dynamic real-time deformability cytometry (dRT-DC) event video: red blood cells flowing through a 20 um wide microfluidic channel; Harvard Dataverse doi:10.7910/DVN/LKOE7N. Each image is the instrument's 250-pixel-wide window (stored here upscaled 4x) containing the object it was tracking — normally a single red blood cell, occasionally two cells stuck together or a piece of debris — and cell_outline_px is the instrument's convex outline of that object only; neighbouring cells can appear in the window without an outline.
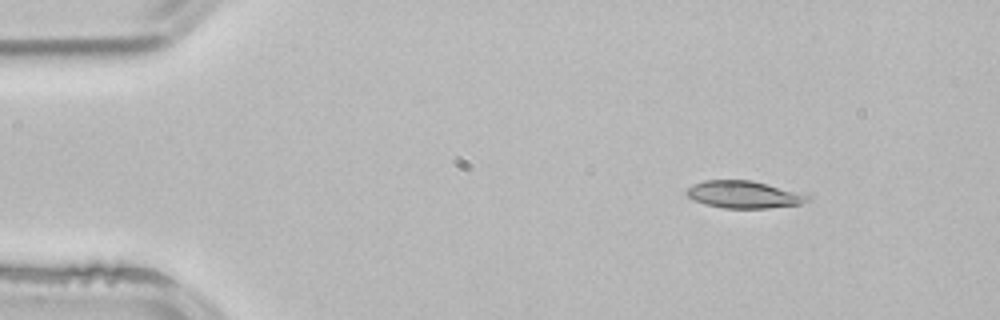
{"species": "common noctule bat (a hibernating species)", "species_latin": "Nyctalus noctula", "temperature_condition": "room temperature", "stored_images_in_passage": 46, "camera_frame_rate_fps": 3000, "um_per_image_px": 0.085, "animal": {"sex": "male", "body_mass_g": 21.5, "forearm_length_mm": 52.0}, "frame": {"image": 1, "passage_image": 1, "time_ms": 0.0, "image_size_px": [1000, 320], "cell_outline_px": [[812, 200], [800, 204], [768, 208], [724, 208], [704, 204], [688, 196], [684, 192], [692, 184], [704, 180], [752, 180], [768, 184], [812, 196]], "centroid_in_image_um": [63.23, 16.53], "position_along_channel_um": 21.8, "area_um2": 19.25}}
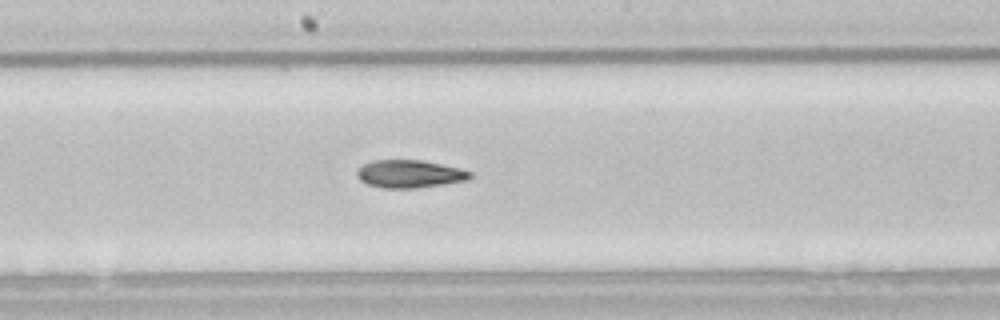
{"frame": {"image": 2, "passage_image": 22, "time_ms": 7.0, "image_size_px": [1000, 320], "cell_outline_px": [[472, 176], [468, 180], [444, 184], [416, 188], [380, 188], [368, 184], [360, 180], [356, 176], [356, 172], [364, 164], [372, 160], [424, 160], [460, 168], [472, 172]], "centroid_in_image_um": [34.83, 14.78], "position_along_channel_um": 213.4, "area_um2": 18.44}}
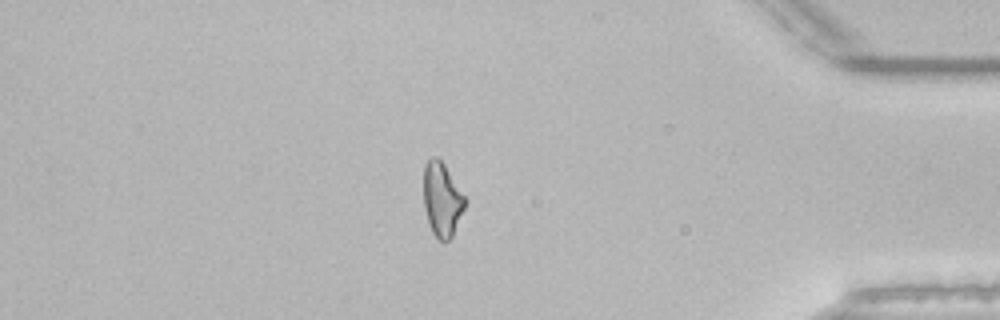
{"frame": {"image": 3, "passage_image": 39, "time_ms": 12.667, "image_size_px": [1000, 320], "cell_outline_px": [[468, 200], [452, 236], [448, 240], [440, 240], [432, 232], [424, 208], [424, 164], [432, 156], [436, 156], [444, 164]], "centroid_in_image_um": [37.58, 16.93], "position_along_channel_um": 397.6, "area_um2": 17.74}, "authors_computed_cell_mechanics": {"area_um2": 18.496, "velocity_mm_per_s": 3.8815, "shape_relaxation_time_tau1_ms": null, "shape_relaxation_time_tau2_ms": 9.4084, "deformation_change_tau1": null, "deformation_change_tau2": 0.1965}}